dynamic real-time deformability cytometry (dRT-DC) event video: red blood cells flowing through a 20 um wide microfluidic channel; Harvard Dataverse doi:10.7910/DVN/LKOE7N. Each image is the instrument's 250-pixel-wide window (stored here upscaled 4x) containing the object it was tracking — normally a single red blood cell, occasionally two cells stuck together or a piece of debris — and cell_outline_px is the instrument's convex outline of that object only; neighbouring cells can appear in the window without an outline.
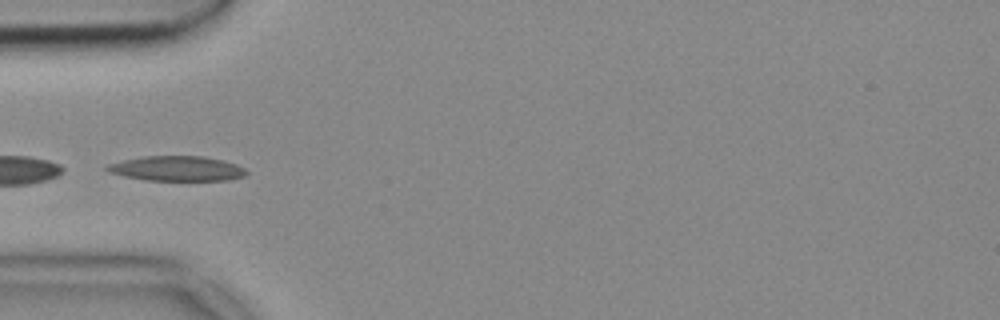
{"species": "common noctule bat (a hibernating species)", "species_latin": "Nyctalus noctula", "temperature_condition": "cold", "stored_images_in_passage": 8, "camera_frame_rate_fps": 3000, "um_per_image_px": 0.085, "animal": {"sex": "female", "body_mass_g": 18.4}, "frame": {"image": 1, "passage_image": 1, "time_ms": 0.0, "image_size_px": [1000, 320], "cell_outline_px": [[248, 172], [244, 176], [228, 180], [144, 180], [124, 176], [108, 172], [104, 168], [108, 164], [124, 160], [144, 156], [204, 156], [236, 164], [244, 168]], "centroid_in_image_um": [15.02, 14.32], "position_along_channel_um": 70.0, "area_um2": 20.11}}